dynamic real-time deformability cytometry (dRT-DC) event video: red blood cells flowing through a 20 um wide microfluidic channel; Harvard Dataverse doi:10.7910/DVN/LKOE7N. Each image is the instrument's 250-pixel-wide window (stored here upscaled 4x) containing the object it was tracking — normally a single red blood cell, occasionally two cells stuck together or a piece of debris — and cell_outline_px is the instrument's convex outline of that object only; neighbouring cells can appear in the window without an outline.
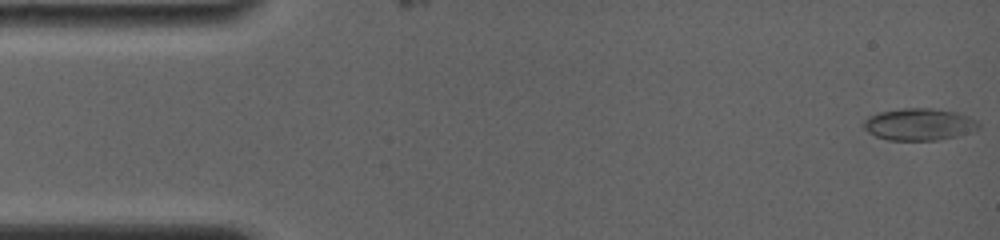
{"species": "common noctule bat (a hibernating species)", "species_latin": "Nyctalus noctula", "temperature_condition": "room temperature", "stored_images_in_passage": 6, "camera_frame_rate_fps": 4000, "um_per_image_px": 0.085, "animal": {"sex": "female", "body_mass_g": 19.0, "forearm_length_mm": 56.7}, "frame": {"image": 1, "passage_image": 1, "time_ms": 0.0, "image_size_px": [1000, 240], "cell_outline_px": [[980, 124], [972, 132], [956, 136], [936, 140], [888, 140], [876, 136], [868, 132], [864, 128], [864, 120], [868, 116], [880, 112], [904, 108], [932, 108], [956, 112], [968, 116], [976, 120]], "centroid_in_image_um": [78.12, 10.57], "position_along_channel_um": 6.9, "area_um2": 21.33}}
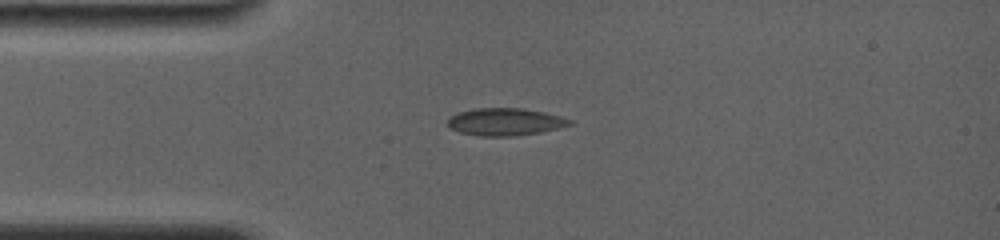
{"frame": {"image": 2, "passage_image": 5, "time_ms": 3.75, "image_size_px": [1000, 240], "cell_outline_px": [[572, 124], [560, 128], [540, 132], [512, 136], [480, 136], [460, 132], [452, 128], [448, 124], [448, 116], [456, 112], [476, 108], [520, 108], [544, 112], [560, 116], [572, 120]], "centroid_in_image_um": [42.92, 10.35], "position_along_channel_um": 42.1, "area_um2": 19.48}}